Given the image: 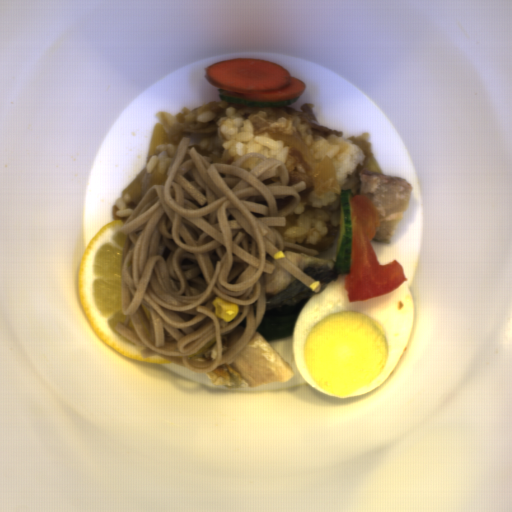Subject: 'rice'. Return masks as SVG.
I'll return each instance as SVG.
<instances>
[{
	"mask_svg": "<svg viewBox=\"0 0 512 512\" xmlns=\"http://www.w3.org/2000/svg\"><path fill=\"white\" fill-rule=\"evenodd\" d=\"M270 134L298 136L318 163L329 157L334 163L340 187L365 159L361 148L344 135L316 136L298 117L285 114L275 106L260 107L249 115L240 114L236 108H228L212 133L189 137V150L195 147L204 157L213 158V162L231 166L249 152H261L269 159L285 164L286 155L292 148L284 147L282 141L269 139Z\"/></svg>",
	"mask_w": 512,
	"mask_h": 512,
	"instance_id": "1",
	"label": "rice"
},
{
	"mask_svg": "<svg viewBox=\"0 0 512 512\" xmlns=\"http://www.w3.org/2000/svg\"><path fill=\"white\" fill-rule=\"evenodd\" d=\"M341 208L340 194L321 196L314 188L308 200L286 216V226L274 228L281 233L283 242L311 245L332 228L340 231Z\"/></svg>",
	"mask_w": 512,
	"mask_h": 512,
	"instance_id": "2",
	"label": "rice"
},
{
	"mask_svg": "<svg viewBox=\"0 0 512 512\" xmlns=\"http://www.w3.org/2000/svg\"><path fill=\"white\" fill-rule=\"evenodd\" d=\"M216 117L211 112L209 105L195 107L193 109L182 108L177 114L170 111H160L158 121L161 124L166 137L167 143L157 147L155 155H150L145 164V172H159L167 175L170 164L176 157L179 142H174L173 137L183 128L202 129L210 125Z\"/></svg>",
	"mask_w": 512,
	"mask_h": 512,
	"instance_id": "3",
	"label": "rice"
},
{
	"mask_svg": "<svg viewBox=\"0 0 512 512\" xmlns=\"http://www.w3.org/2000/svg\"><path fill=\"white\" fill-rule=\"evenodd\" d=\"M130 197L127 194H122L117 198L111 207V216L113 221L126 222L129 214L133 209L127 207Z\"/></svg>",
	"mask_w": 512,
	"mask_h": 512,
	"instance_id": "4",
	"label": "rice"
},
{
	"mask_svg": "<svg viewBox=\"0 0 512 512\" xmlns=\"http://www.w3.org/2000/svg\"><path fill=\"white\" fill-rule=\"evenodd\" d=\"M215 102L218 104V106H219L220 108H223V109H224L225 107H227L228 105H230V103H231V102H226V101L222 100L221 98H220V99H218V100H217V101H215Z\"/></svg>",
	"mask_w": 512,
	"mask_h": 512,
	"instance_id": "5",
	"label": "rice"
}]
</instances>
